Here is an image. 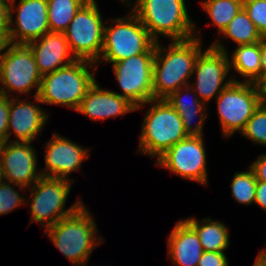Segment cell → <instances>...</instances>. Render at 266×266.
<instances>
[{
	"label": "cell",
	"instance_id": "obj_1",
	"mask_svg": "<svg viewBox=\"0 0 266 266\" xmlns=\"http://www.w3.org/2000/svg\"><path fill=\"white\" fill-rule=\"evenodd\" d=\"M201 37L183 41H171L168 48L155 43L153 62L154 99H166L179 88L190 85L195 61L202 50ZM164 52V53H163Z\"/></svg>",
	"mask_w": 266,
	"mask_h": 266
},
{
	"label": "cell",
	"instance_id": "obj_2",
	"mask_svg": "<svg viewBox=\"0 0 266 266\" xmlns=\"http://www.w3.org/2000/svg\"><path fill=\"white\" fill-rule=\"evenodd\" d=\"M84 203L71 215L46 228L47 237L74 266L87 265L95 247L102 244L96 223ZM97 239V240H96Z\"/></svg>",
	"mask_w": 266,
	"mask_h": 266
},
{
	"label": "cell",
	"instance_id": "obj_3",
	"mask_svg": "<svg viewBox=\"0 0 266 266\" xmlns=\"http://www.w3.org/2000/svg\"><path fill=\"white\" fill-rule=\"evenodd\" d=\"M134 3L131 11L156 42L163 35L171 41L188 40L198 35L185 0H136Z\"/></svg>",
	"mask_w": 266,
	"mask_h": 266
},
{
	"label": "cell",
	"instance_id": "obj_4",
	"mask_svg": "<svg viewBox=\"0 0 266 266\" xmlns=\"http://www.w3.org/2000/svg\"><path fill=\"white\" fill-rule=\"evenodd\" d=\"M94 65L87 60H75L68 66L43 75L37 95L41 104L65 105L77 111L87 91L96 82L94 73L89 70H93Z\"/></svg>",
	"mask_w": 266,
	"mask_h": 266
},
{
	"label": "cell",
	"instance_id": "obj_5",
	"mask_svg": "<svg viewBox=\"0 0 266 266\" xmlns=\"http://www.w3.org/2000/svg\"><path fill=\"white\" fill-rule=\"evenodd\" d=\"M147 104L152 105L146 111L142 123L138 152L157 160L189 135L184 129L181 117L166 99H153L143 105Z\"/></svg>",
	"mask_w": 266,
	"mask_h": 266
},
{
	"label": "cell",
	"instance_id": "obj_6",
	"mask_svg": "<svg viewBox=\"0 0 266 266\" xmlns=\"http://www.w3.org/2000/svg\"><path fill=\"white\" fill-rule=\"evenodd\" d=\"M124 18L111 19L112 26L104 27L101 56L95 63H116L123 59L147 52L156 41L130 11Z\"/></svg>",
	"mask_w": 266,
	"mask_h": 266
},
{
	"label": "cell",
	"instance_id": "obj_7",
	"mask_svg": "<svg viewBox=\"0 0 266 266\" xmlns=\"http://www.w3.org/2000/svg\"><path fill=\"white\" fill-rule=\"evenodd\" d=\"M264 100L263 90L257 84L232 81L216 98L224 137L241 133Z\"/></svg>",
	"mask_w": 266,
	"mask_h": 266
},
{
	"label": "cell",
	"instance_id": "obj_8",
	"mask_svg": "<svg viewBox=\"0 0 266 266\" xmlns=\"http://www.w3.org/2000/svg\"><path fill=\"white\" fill-rule=\"evenodd\" d=\"M71 183L73 181L56 177L42 176L38 179L29 191L31 192L30 223L36 221L46 229L74 213L83 202L78 199L70 208L65 209Z\"/></svg>",
	"mask_w": 266,
	"mask_h": 266
},
{
	"label": "cell",
	"instance_id": "obj_9",
	"mask_svg": "<svg viewBox=\"0 0 266 266\" xmlns=\"http://www.w3.org/2000/svg\"><path fill=\"white\" fill-rule=\"evenodd\" d=\"M96 0H87L63 32L77 60L96 63L103 48L105 24Z\"/></svg>",
	"mask_w": 266,
	"mask_h": 266
},
{
	"label": "cell",
	"instance_id": "obj_10",
	"mask_svg": "<svg viewBox=\"0 0 266 266\" xmlns=\"http://www.w3.org/2000/svg\"><path fill=\"white\" fill-rule=\"evenodd\" d=\"M42 74L38 70L29 44L10 43L0 57V94L10 97L9 92L29 94L35 87L38 95Z\"/></svg>",
	"mask_w": 266,
	"mask_h": 266
},
{
	"label": "cell",
	"instance_id": "obj_11",
	"mask_svg": "<svg viewBox=\"0 0 266 266\" xmlns=\"http://www.w3.org/2000/svg\"><path fill=\"white\" fill-rule=\"evenodd\" d=\"M155 44L145 53L112 63L116 79L121 87V97L135 106V110L154 99L153 62Z\"/></svg>",
	"mask_w": 266,
	"mask_h": 266
},
{
	"label": "cell",
	"instance_id": "obj_12",
	"mask_svg": "<svg viewBox=\"0 0 266 266\" xmlns=\"http://www.w3.org/2000/svg\"><path fill=\"white\" fill-rule=\"evenodd\" d=\"M228 72H230L229 55L222 43L216 40L198 55L193 71V74L196 73V82L190 86L199 99L207 104L210 99L217 98L232 81L240 82L239 79L232 78V75L225 82Z\"/></svg>",
	"mask_w": 266,
	"mask_h": 266
},
{
	"label": "cell",
	"instance_id": "obj_13",
	"mask_svg": "<svg viewBox=\"0 0 266 266\" xmlns=\"http://www.w3.org/2000/svg\"><path fill=\"white\" fill-rule=\"evenodd\" d=\"M203 135H189L156 160V165L188 180L208 185Z\"/></svg>",
	"mask_w": 266,
	"mask_h": 266
},
{
	"label": "cell",
	"instance_id": "obj_14",
	"mask_svg": "<svg viewBox=\"0 0 266 266\" xmlns=\"http://www.w3.org/2000/svg\"><path fill=\"white\" fill-rule=\"evenodd\" d=\"M36 152L31 142L7 141L2 144L0 165L3 179L17 188H25V191L31 188L42 177L40 171L37 173Z\"/></svg>",
	"mask_w": 266,
	"mask_h": 266
},
{
	"label": "cell",
	"instance_id": "obj_15",
	"mask_svg": "<svg viewBox=\"0 0 266 266\" xmlns=\"http://www.w3.org/2000/svg\"><path fill=\"white\" fill-rule=\"evenodd\" d=\"M10 0L9 38L12 43L29 44L50 32L47 0ZM16 10H15V9ZM16 20L13 23V12ZM16 24L14 27L13 25Z\"/></svg>",
	"mask_w": 266,
	"mask_h": 266
},
{
	"label": "cell",
	"instance_id": "obj_16",
	"mask_svg": "<svg viewBox=\"0 0 266 266\" xmlns=\"http://www.w3.org/2000/svg\"><path fill=\"white\" fill-rule=\"evenodd\" d=\"M45 168L41 169L42 176L63 178L69 181V174L79 171L84 160L89 158L90 149H85L67 137L54 132L52 138L45 144ZM45 170V171H44Z\"/></svg>",
	"mask_w": 266,
	"mask_h": 266
},
{
	"label": "cell",
	"instance_id": "obj_17",
	"mask_svg": "<svg viewBox=\"0 0 266 266\" xmlns=\"http://www.w3.org/2000/svg\"><path fill=\"white\" fill-rule=\"evenodd\" d=\"M16 98V99H15ZM36 105L32 102L20 100V97H10L9 121L7 129V141L10 142L12 133L16 140L12 142H32L35 140L48 120V115L38 106L41 103L37 96H34Z\"/></svg>",
	"mask_w": 266,
	"mask_h": 266
},
{
	"label": "cell",
	"instance_id": "obj_18",
	"mask_svg": "<svg viewBox=\"0 0 266 266\" xmlns=\"http://www.w3.org/2000/svg\"><path fill=\"white\" fill-rule=\"evenodd\" d=\"M39 72L43 75L72 64L77 60L64 33L49 32L29 43Z\"/></svg>",
	"mask_w": 266,
	"mask_h": 266
},
{
	"label": "cell",
	"instance_id": "obj_19",
	"mask_svg": "<svg viewBox=\"0 0 266 266\" xmlns=\"http://www.w3.org/2000/svg\"><path fill=\"white\" fill-rule=\"evenodd\" d=\"M131 111H135V106L132 103L117 92L100 88L97 82L87 91L77 109V112L94 121L123 116Z\"/></svg>",
	"mask_w": 266,
	"mask_h": 266
},
{
	"label": "cell",
	"instance_id": "obj_20",
	"mask_svg": "<svg viewBox=\"0 0 266 266\" xmlns=\"http://www.w3.org/2000/svg\"><path fill=\"white\" fill-rule=\"evenodd\" d=\"M167 244L174 266H197L204 252L196 231L184 219L176 223Z\"/></svg>",
	"mask_w": 266,
	"mask_h": 266
},
{
	"label": "cell",
	"instance_id": "obj_21",
	"mask_svg": "<svg viewBox=\"0 0 266 266\" xmlns=\"http://www.w3.org/2000/svg\"><path fill=\"white\" fill-rule=\"evenodd\" d=\"M193 92L194 89L190 85H187L179 88L176 92L172 93L168 98H166V100L181 117L184 129L187 134L202 136L204 121L208 116L207 113H204L206 111L207 105H205L199 99L197 94ZM190 93H193L192 97H194V99L190 103H188V98L186 99L184 97L185 94L186 96H189ZM197 115H199V119L197 121V124L193 127L192 121Z\"/></svg>",
	"mask_w": 266,
	"mask_h": 266
},
{
	"label": "cell",
	"instance_id": "obj_22",
	"mask_svg": "<svg viewBox=\"0 0 266 266\" xmlns=\"http://www.w3.org/2000/svg\"><path fill=\"white\" fill-rule=\"evenodd\" d=\"M231 57L229 56L230 69L233 67L234 71L245 78L244 82L255 83L261 87L262 41L238 45Z\"/></svg>",
	"mask_w": 266,
	"mask_h": 266
},
{
	"label": "cell",
	"instance_id": "obj_23",
	"mask_svg": "<svg viewBox=\"0 0 266 266\" xmlns=\"http://www.w3.org/2000/svg\"><path fill=\"white\" fill-rule=\"evenodd\" d=\"M184 220L196 231L204 251L224 252L229 247V231L223 222L211 218L199 221L195 217Z\"/></svg>",
	"mask_w": 266,
	"mask_h": 266
},
{
	"label": "cell",
	"instance_id": "obj_24",
	"mask_svg": "<svg viewBox=\"0 0 266 266\" xmlns=\"http://www.w3.org/2000/svg\"><path fill=\"white\" fill-rule=\"evenodd\" d=\"M222 34L223 38H230L237 45L254 44L265 39L243 8L222 31Z\"/></svg>",
	"mask_w": 266,
	"mask_h": 266
},
{
	"label": "cell",
	"instance_id": "obj_25",
	"mask_svg": "<svg viewBox=\"0 0 266 266\" xmlns=\"http://www.w3.org/2000/svg\"><path fill=\"white\" fill-rule=\"evenodd\" d=\"M87 0H47L50 32L63 33Z\"/></svg>",
	"mask_w": 266,
	"mask_h": 266
},
{
	"label": "cell",
	"instance_id": "obj_26",
	"mask_svg": "<svg viewBox=\"0 0 266 266\" xmlns=\"http://www.w3.org/2000/svg\"><path fill=\"white\" fill-rule=\"evenodd\" d=\"M202 7L212 20V25L218 28V33H222L243 8V0H205Z\"/></svg>",
	"mask_w": 266,
	"mask_h": 266
},
{
	"label": "cell",
	"instance_id": "obj_27",
	"mask_svg": "<svg viewBox=\"0 0 266 266\" xmlns=\"http://www.w3.org/2000/svg\"><path fill=\"white\" fill-rule=\"evenodd\" d=\"M257 178L250 167L245 172H237L231 181L233 198L240 204L250 205L255 202Z\"/></svg>",
	"mask_w": 266,
	"mask_h": 266
},
{
	"label": "cell",
	"instance_id": "obj_28",
	"mask_svg": "<svg viewBox=\"0 0 266 266\" xmlns=\"http://www.w3.org/2000/svg\"><path fill=\"white\" fill-rule=\"evenodd\" d=\"M241 135L256 144L266 146V100L255 110Z\"/></svg>",
	"mask_w": 266,
	"mask_h": 266
},
{
	"label": "cell",
	"instance_id": "obj_29",
	"mask_svg": "<svg viewBox=\"0 0 266 266\" xmlns=\"http://www.w3.org/2000/svg\"><path fill=\"white\" fill-rule=\"evenodd\" d=\"M243 9L260 34L266 38V0H243Z\"/></svg>",
	"mask_w": 266,
	"mask_h": 266
},
{
	"label": "cell",
	"instance_id": "obj_30",
	"mask_svg": "<svg viewBox=\"0 0 266 266\" xmlns=\"http://www.w3.org/2000/svg\"><path fill=\"white\" fill-rule=\"evenodd\" d=\"M25 200L26 199L11 186V182L9 184V182L6 183V181L3 180L0 183V215L8 214L14 209H17L20 205H24Z\"/></svg>",
	"mask_w": 266,
	"mask_h": 266
},
{
	"label": "cell",
	"instance_id": "obj_31",
	"mask_svg": "<svg viewBox=\"0 0 266 266\" xmlns=\"http://www.w3.org/2000/svg\"><path fill=\"white\" fill-rule=\"evenodd\" d=\"M10 98L0 94V143L7 142Z\"/></svg>",
	"mask_w": 266,
	"mask_h": 266
},
{
	"label": "cell",
	"instance_id": "obj_32",
	"mask_svg": "<svg viewBox=\"0 0 266 266\" xmlns=\"http://www.w3.org/2000/svg\"><path fill=\"white\" fill-rule=\"evenodd\" d=\"M228 259L225 252L204 251L197 266H228Z\"/></svg>",
	"mask_w": 266,
	"mask_h": 266
},
{
	"label": "cell",
	"instance_id": "obj_33",
	"mask_svg": "<svg viewBox=\"0 0 266 266\" xmlns=\"http://www.w3.org/2000/svg\"><path fill=\"white\" fill-rule=\"evenodd\" d=\"M249 167L254 171L257 180L266 182V154L259 156Z\"/></svg>",
	"mask_w": 266,
	"mask_h": 266
},
{
	"label": "cell",
	"instance_id": "obj_34",
	"mask_svg": "<svg viewBox=\"0 0 266 266\" xmlns=\"http://www.w3.org/2000/svg\"><path fill=\"white\" fill-rule=\"evenodd\" d=\"M10 0H0V29H9Z\"/></svg>",
	"mask_w": 266,
	"mask_h": 266
},
{
	"label": "cell",
	"instance_id": "obj_35",
	"mask_svg": "<svg viewBox=\"0 0 266 266\" xmlns=\"http://www.w3.org/2000/svg\"><path fill=\"white\" fill-rule=\"evenodd\" d=\"M266 212V182L257 180L255 202Z\"/></svg>",
	"mask_w": 266,
	"mask_h": 266
},
{
	"label": "cell",
	"instance_id": "obj_36",
	"mask_svg": "<svg viewBox=\"0 0 266 266\" xmlns=\"http://www.w3.org/2000/svg\"><path fill=\"white\" fill-rule=\"evenodd\" d=\"M9 29H0V57L5 53L11 43L9 38Z\"/></svg>",
	"mask_w": 266,
	"mask_h": 266
},
{
	"label": "cell",
	"instance_id": "obj_37",
	"mask_svg": "<svg viewBox=\"0 0 266 266\" xmlns=\"http://www.w3.org/2000/svg\"><path fill=\"white\" fill-rule=\"evenodd\" d=\"M266 83V38L262 41L261 87Z\"/></svg>",
	"mask_w": 266,
	"mask_h": 266
},
{
	"label": "cell",
	"instance_id": "obj_38",
	"mask_svg": "<svg viewBox=\"0 0 266 266\" xmlns=\"http://www.w3.org/2000/svg\"><path fill=\"white\" fill-rule=\"evenodd\" d=\"M253 266H266V250L265 249L259 252Z\"/></svg>",
	"mask_w": 266,
	"mask_h": 266
},
{
	"label": "cell",
	"instance_id": "obj_39",
	"mask_svg": "<svg viewBox=\"0 0 266 266\" xmlns=\"http://www.w3.org/2000/svg\"><path fill=\"white\" fill-rule=\"evenodd\" d=\"M261 88L263 90L264 99L266 100V83Z\"/></svg>",
	"mask_w": 266,
	"mask_h": 266
},
{
	"label": "cell",
	"instance_id": "obj_40",
	"mask_svg": "<svg viewBox=\"0 0 266 266\" xmlns=\"http://www.w3.org/2000/svg\"><path fill=\"white\" fill-rule=\"evenodd\" d=\"M3 175H2V169H1V165H0V183L3 181Z\"/></svg>",
	"mask_w": 266,
	"mask_h": 266
},
{
	"label": "cell",
	"instance_id": "obj_41",
	"mask_svg": "<svg viewBox=\"0 0 266 266\" xmlns=\"http://www.w3.org/2000/svg\"><path fill=\"white\" fill-rule=\"evenodd\" d=\"M121 1L124 2V3L126 2L125 5H127V4H128V6L132 5V3H129L130 1H128V0H121Z\"/></svg>",
	"mask_w": 266,
	"mask_h": 266
}]
</instances>
